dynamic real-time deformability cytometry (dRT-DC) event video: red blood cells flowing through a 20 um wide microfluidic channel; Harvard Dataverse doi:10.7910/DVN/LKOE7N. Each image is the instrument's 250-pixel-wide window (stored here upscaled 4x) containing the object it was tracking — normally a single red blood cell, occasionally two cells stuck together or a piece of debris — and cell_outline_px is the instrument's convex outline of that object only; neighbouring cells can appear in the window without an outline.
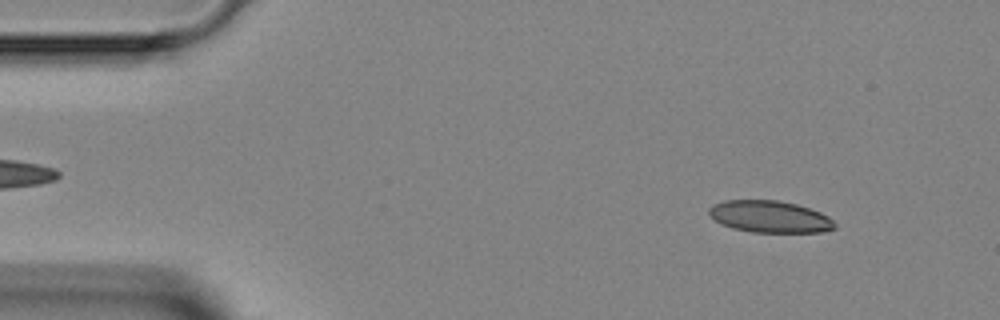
{"species": "Egyptian fruit bat (a non-hibernating species)", "species_latin": "Rousettus aegyptiacus", "temperature_condition": "room temperature", "stored_images_in_passage": 13, "camera_frame_rate_fps": 3000, "um_per_image_px": 0.085, "animal": {"sex": "female"}, "frame": {"image": 1, "passage_image": 4, "time_ms": 1.0, "image_size_px": [1000, 320], "cell_outline_px": [[836, 228], [820, 232], [752, 232], [732, 228], [716, 220], [708, 212], [708, 208], [712, 204], [724, 200], [776, 200], [796, 204], [820, 212], [828, 216], [836, 224]], "centroid_in_image_um": [65.43, 18.41], "position_along_channel_um": 19.6, "area_um2": 23.24}}